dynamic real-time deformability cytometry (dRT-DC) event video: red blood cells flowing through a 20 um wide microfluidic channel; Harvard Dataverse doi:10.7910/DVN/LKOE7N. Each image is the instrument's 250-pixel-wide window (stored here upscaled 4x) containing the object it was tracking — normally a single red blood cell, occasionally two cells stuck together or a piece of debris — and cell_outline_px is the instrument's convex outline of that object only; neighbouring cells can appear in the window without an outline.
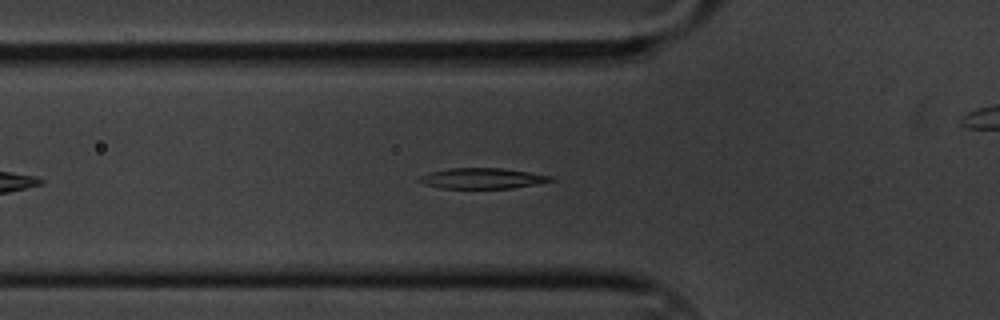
{"species": "common noctule bat (a hibernating species)", "species_latin": "Nyctalus noctula", "temperature_condition": "cold", "stored_images_in_passage": 51, "camera_frame_rate_fps": 3000, "um_per_image_px": 0.085, "animal": {"sex": "male", "body_mass_g": 20.1, "forearm_length_mm": 53.5}, "frame": {"image": 1, "passage_image": 10, "time_ms": 3.0, "image_size_px": [1000, 320], "cell_outline_px": [[556, 180], [512, 188], [440, 188], [424, 184], [416, 180], [420, 176], [428, 172], [448, 168], [504, 168], [556, 176]], "centroid_in_image_um": [41.01, 15.15], "position_along_channel_um": 84.8, "area_um2": 15.95}}
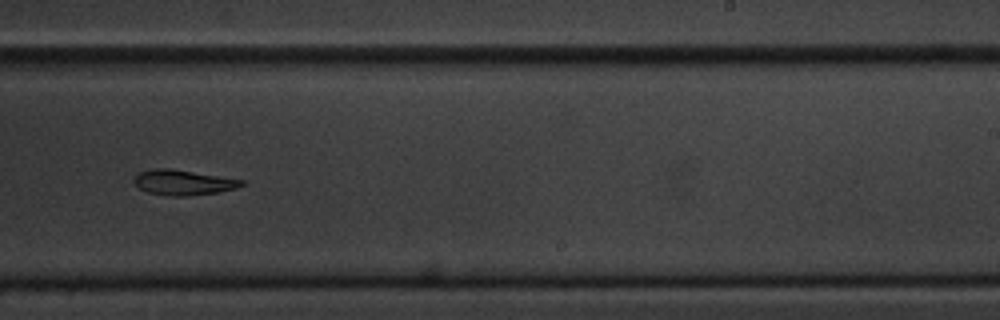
{"frame": {"image": 2, "passage_image": 27, "time_ms": 8.667, "image_size_px": [1000, 320], "cell_outline_px": [[244, 184], [236, 188], [220, 192], [188, 196], [172, 196], [148, 192], [140, 188], [132, 180], [140, 172], [152, 168], [168, 168], [244, 180]], "centroid_in_image_um": [15.57, 15.51], "position_along_channel_um": 273.4, "area_um2": 15.61}}
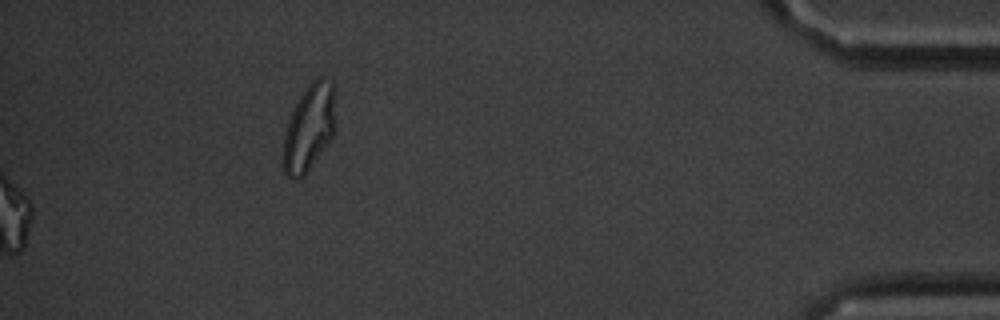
{"frame": {"image": 3, "passage_image": 51, "time_ms": 16.667, "image_size_px": [1000, 320], "cell_outline_px": [[336, 88], [332, 136], [308, 172], [304, 176], [296, 180], [288, 176], [284, 172], [284, 136], [288, 120], [300, 96], [308, 84], [316, 76], [324, 76], [332, 80], [336, 84]], "centroid_in_image_um": [26.3, 10.79], "position_along_channel_um": 408.9, "area_um2": 26.41}, "authors_computed_cell_mechanics": {"area_um2": 16.7042, "velocity_mm_per_s": 3.3194, "shape_relaxation_time_tau1_ms": 2.9341, "shape_relaxation_time_tau2_ms": null, "deformation_change_tau1": 0.1286, "deformation_change_tau2": null}}